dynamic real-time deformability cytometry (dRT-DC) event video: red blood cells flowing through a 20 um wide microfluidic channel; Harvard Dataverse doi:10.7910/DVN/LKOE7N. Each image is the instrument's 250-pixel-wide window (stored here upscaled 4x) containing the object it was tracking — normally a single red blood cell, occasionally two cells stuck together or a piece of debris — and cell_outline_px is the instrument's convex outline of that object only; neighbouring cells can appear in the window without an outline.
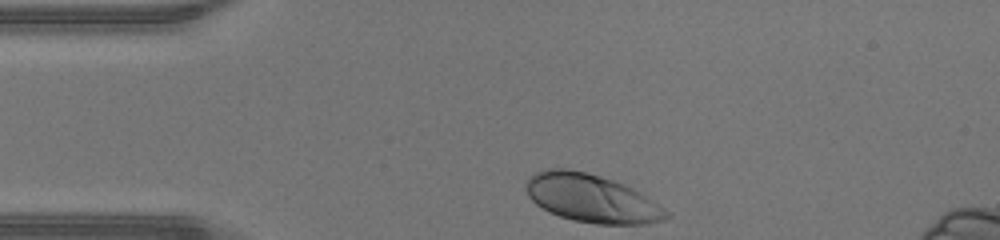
{"species": "human", "species_latin": "Homo sapiens", "temperature_condition": "warm", "stored_images_in_passage": 29, "camera_frame_rate_fps": 3000, "um_per_image_px": 0.085, "donor": {"sex": "male"}, "frame": {"image": 1, "passage_image": 1, "time_ms": 0.0, "image_size_px": [1000, 240], "cell_outline_px": [[672, 216], [664, 220], [644, 224], [596, 224], [572, 220], [548, 212], [536, 204], [528, 196], [524, 184], [528, 176], [536, 172], [548, 168], [564, 168], [584, 172], [600, 176], [624, 184], [640, 192], [664, 208]], "centroid_in_image_um": [50.26, 16.86], "position_along_channel_um": 34.7, "area_um2": 39.42}}
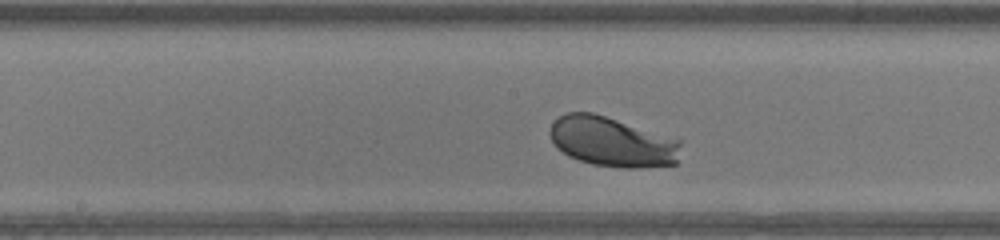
{"frame": {"image": 2, "passage_image": 15, "time_ms": 4.667, "image_size_px": [1000, 240], "cell_outline_px": [[684, 140], [676, 164], [640, 168], [624, 168], [592, 164], [568, 156], [556, 148], [548, 132], [552, 124], [560, 116], [568, 112], [592, 112]], "centroid_in_image_um": [52.07, 12.06], "position_along_channel_um": 196.1, "area_um2": 38.38}}
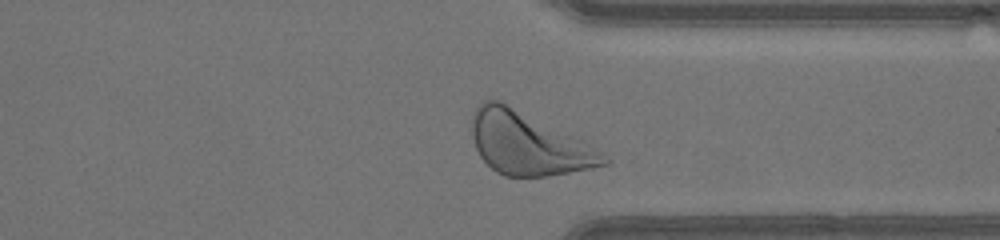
{"frame": {"image": 3, "passage_image": 27, "time_ms": 8.667, "image_size_px": [1000, 240], "cell_outline_px": [[612, 160], [608, 164], [548, 176], [504, 176], [496, 172], [480, 156], [476, 148], [472, 136], [472, 116], [480, 100], [500, 100], [580, 140], [608, 156]], "centroid_in_image_um": [44.85, 12.2], "position_along_channel_um": 366.6, "area_um2": 47.28}, "authors_computed_cell_mechanics": {"area_um2": 37.7434, "velocity_mm_per_s": 4.2932, "shape_relaxation_time_tau1_ms": 1.0923, "shape_relaxation_time_tau2_ms": null, "deformation_change_tau1": 0.0964, "deformation_change_tau2": null}}